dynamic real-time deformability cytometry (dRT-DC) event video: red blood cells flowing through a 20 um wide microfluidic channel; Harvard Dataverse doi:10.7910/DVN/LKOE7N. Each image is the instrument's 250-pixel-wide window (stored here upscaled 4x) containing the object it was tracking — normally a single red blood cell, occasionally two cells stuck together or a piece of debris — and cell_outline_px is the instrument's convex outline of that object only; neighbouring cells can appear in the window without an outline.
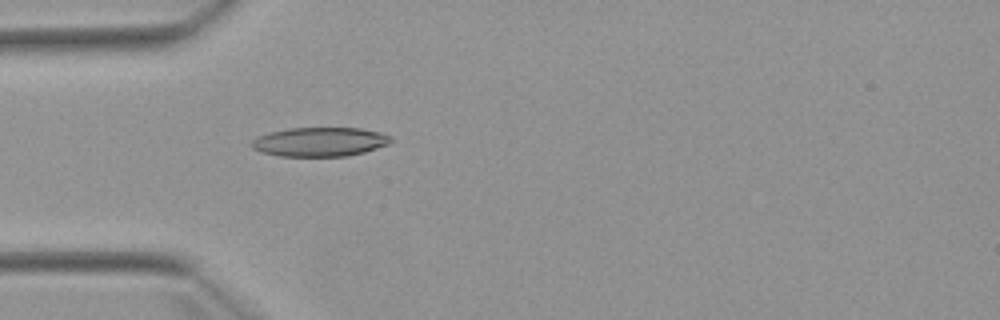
{"species": "Egyptian fruit bat (a non-hibernating species)", "species_latin": "Rousettus aegyptiacus", "temperature_condition": "warm", "stored_images_in_passage": 4, "camera_frame_rate_fps": 3000, "um_per_image_px": 0.085, "animal": {"sex": "female"}, "frame": {"image": 1, "passage_image": 4, "time_ms": 4.667, "image_size_px": [1000, 320], "cell_outline_px": [[392, 140], [388, 144], [364, 152], [348, 156], [280, 156], [260, 152], [252, 148], [252, 140], [256, 136], [268, 132], [288, 128], [360, 128], [380, 132], [392, 136]], "centroid_in_image_um": [27.16, 12.05], "position_along_channel_um": 57.8, "area_um2": 23.76}}